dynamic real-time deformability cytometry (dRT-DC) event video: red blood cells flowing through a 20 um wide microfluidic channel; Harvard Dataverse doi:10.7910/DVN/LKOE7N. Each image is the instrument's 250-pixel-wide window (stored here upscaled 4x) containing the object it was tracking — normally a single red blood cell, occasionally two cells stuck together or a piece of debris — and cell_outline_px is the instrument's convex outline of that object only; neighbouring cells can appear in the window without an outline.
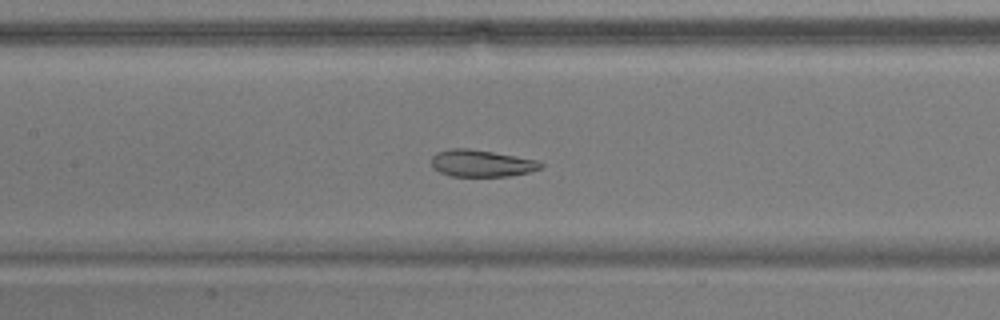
{"species": "common noctule bat (a hibernating species)", "species_latin": "Nyctalus noctula", "temperature_condition": "warm", "stored_images_in_passage": 55, "camera_frame_rate_fps": 3000, "um_per_image_px": 0.085, "animal": {"sex": "male", "body_mass_g": 17.9}, "frame": {"image": 1, "passage_image": 25, "time_ms": 8.0, "image_size_px": [1000, 320], "cell_outline_px": [[544, 164], [540, 168], [528, 172], [508, 176], [452, 176], [440, 172], [432, 168], [432, 156], [436, 152], [452, 148], [468, 148], [492, 152], [536, 160]], "centroid_in_image_um": [40.88, 13.88], "position_along_channel_um": 166.5, "area_um2": 16.94}}
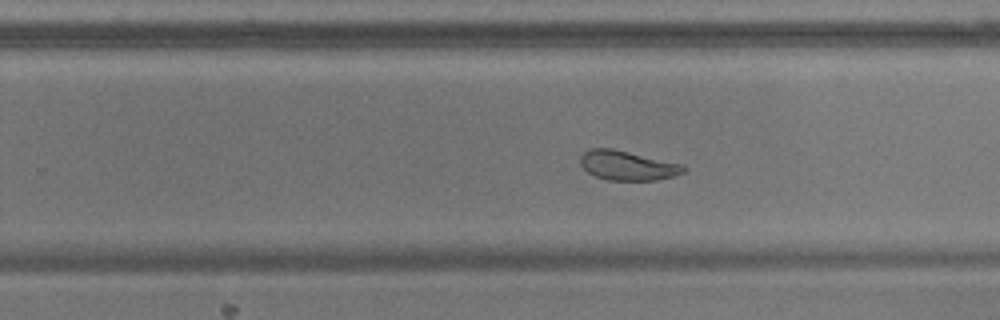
{"frame": {"image": 2, "passage_image": 34, "time_ms": 11.0, "image_size_px": [1000, 320], "cell_outline_px": [[684, 172], [672, 176], [656, 180], [608, 180], [596, 176], [588, 172], [580, 164], [580, 156], [584, 152], [592, 148], [612, 148], [684, 164]], "centroid_in_image_um": [53.33, 14.06], "position_along_channel_um": 276.5, "area_um2": 17.63}}
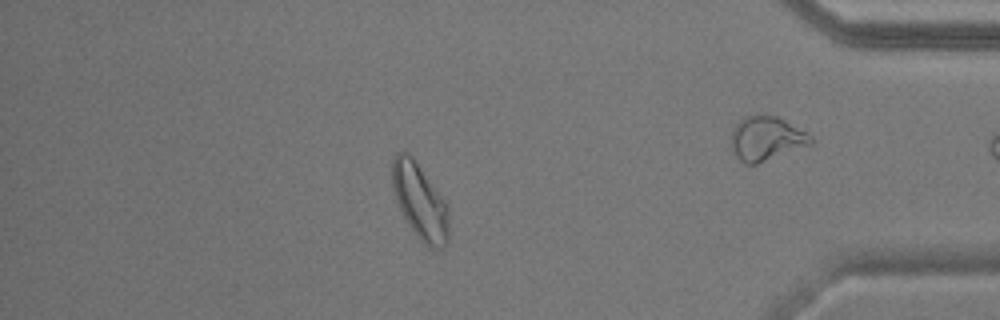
{"frame": {"image": 3, "passage_image": 47, "time_ms": 15.333, "image_size_px": [1000, 320], "cell_outline_px": [[448, 240], [440, 248], [428, 248], [420, 240], [408, 224], [396, 200], [392, 184], [392, 160], [396, 152], [408, 152], [412, 156], [448, 204]], "centroid_in_image_um": [35.69, 17.11], "position_along_channel_um": 399.5, "area_um2": 24.8}, "authors_computed_cell_mechanics": {"area_um2": 22.7154, "velocity_mm_per_s": 3.6831, "shape_relaxation_time_tau1_ms": 10.2582, "shape_relaxation_time_tau2_ms": 1.6679, "deformation_change_tau1": 0.1637, "deformation_change_tau2": 0.0648}}